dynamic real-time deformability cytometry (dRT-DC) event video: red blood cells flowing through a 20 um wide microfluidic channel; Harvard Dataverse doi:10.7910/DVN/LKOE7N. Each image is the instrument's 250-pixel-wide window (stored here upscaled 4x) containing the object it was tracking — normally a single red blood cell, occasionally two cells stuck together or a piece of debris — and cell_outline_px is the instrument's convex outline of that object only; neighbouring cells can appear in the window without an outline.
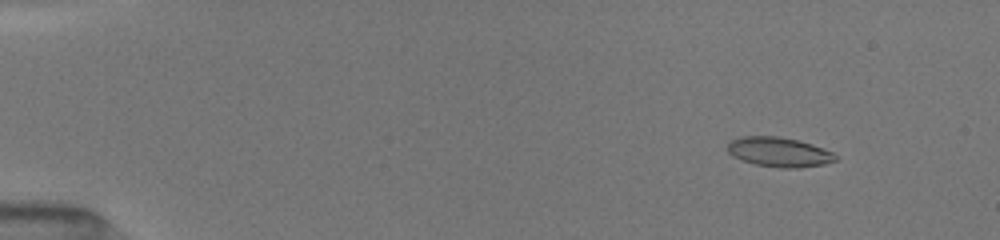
{"species": "common noctule bat (a hibernating species)", "species_latin": "Nyctalus noctula", "temperature_condition": "room temperature", "stored_images_in_passage": 51, "camera_frame_rate_fps": 3000, "um_per_image_px": 0.085, "animal": {"sex": "female", "body_mass_g": 19.5, "forearm_length_mm": 54.1}, "frame": {"image": 1, "passage_image": 6, "time_ms": 1.667, "image_size_px": [1000, 240], "cell_outline_px": [[836, 160], [824, 164], [796, 168], [780, 168], [752, 164], [732, 156], [728, 152], [728, 144], [732, 140], [740, 136], [776, 136], [796, 140], [812, 144], [832, 152], [836, 156]], "centroid_in_image_um": [66.18, 12.93], "position_along_channel_um": 18.8, "area_um2": 18.55}}
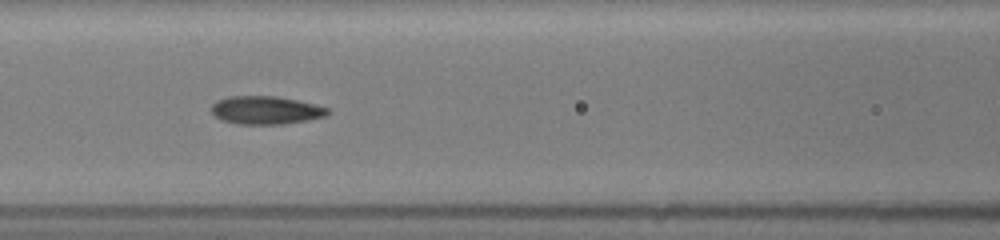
{"frame": {"image": 2, "passage_image": 24, "time_ms": 7.667, "image_size_px": [1000, 240], "cell_outline_px": [[328, 112], [324, 116], [308, 120], [284, 124], [236, 124], [220, 120], [212, 112], [212, 104], [216, 100], [228, 96], [276, 96], [316, 104], [328, 108]], "centroid_in_image_um": [22.56, 9.36], "position_along_channel_um": 144.0, "area_um2": 19.07}}
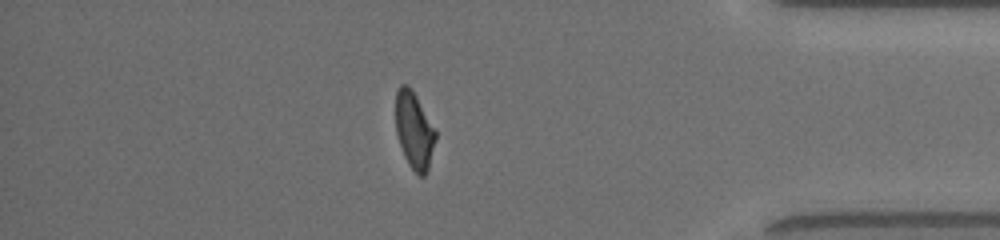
{"frame": {"image": 3, "passage_image": 45, "time_ms": 14.667, "image_size_px": [1000, 240], "cell_outline_px": [[436, 136], [428, 168], [424, 176], [420, 176], [408, 164], [404, 156], [396, 132], [396, 92], [400, 84], [408, 84], [412, 88], [436, 128]], "centroid_in_image_um": [35.21, 11.02], "position_along_channel_um": 400.0, "area_um2": 17.92}, "authors_computed_cell_mechanics": {"area_um2": 18.7272, "velocity_mm_per_s": 4.0601, "shape_relaxation_time_tau1_ms": 3.5396, "shape_relaxation_time_tau2_ms": 1.2607, "deformation_change_tau1": 0.157, "deformation_change_tau2": 0.081}}